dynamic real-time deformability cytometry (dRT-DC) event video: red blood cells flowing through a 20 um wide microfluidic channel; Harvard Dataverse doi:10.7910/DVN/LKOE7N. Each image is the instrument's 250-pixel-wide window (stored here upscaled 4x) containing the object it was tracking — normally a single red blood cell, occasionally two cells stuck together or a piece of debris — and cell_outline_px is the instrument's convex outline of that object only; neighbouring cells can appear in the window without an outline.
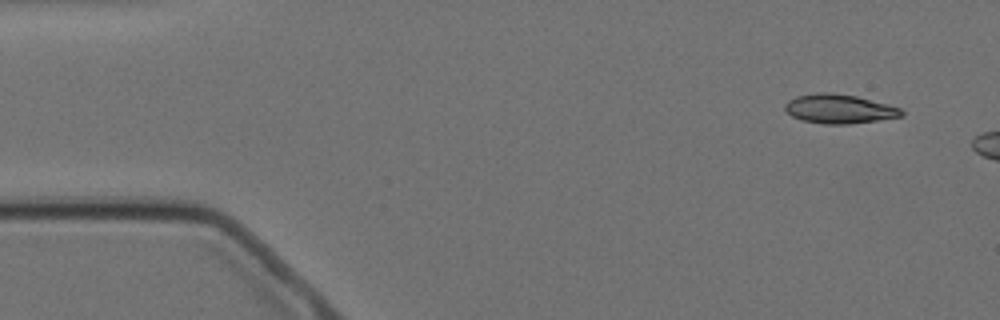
{"species": "Egyptian fruit bat (a non-hibernating species)", "species_latin": "Rousettus aegyptiacus", "temperature_condition": "cold", "stored_images_in_passage": 4, "camera_frame_rate_fps": 3000, "um_per_image_px": 0.085, "animal": {"sex": "female"}, "frame": {"image": 1, "passage_image": 1, "time_ms": 0.0, "image_size_px": [1000, 320], "cell_outline_px": [[904, 116], [848, 124], [824, 124], [804, 120], [792, 116], [784, 108], [784, 104], [788, 100], [796, 96], [816, 92], [832, 92], [856, 96], [888, 104], [900, 108], [904, 112]], "centroid_in_image_um": [71.33, 9.24], "position_along_channel_um": 13.7, "area_um2": 19.77}}